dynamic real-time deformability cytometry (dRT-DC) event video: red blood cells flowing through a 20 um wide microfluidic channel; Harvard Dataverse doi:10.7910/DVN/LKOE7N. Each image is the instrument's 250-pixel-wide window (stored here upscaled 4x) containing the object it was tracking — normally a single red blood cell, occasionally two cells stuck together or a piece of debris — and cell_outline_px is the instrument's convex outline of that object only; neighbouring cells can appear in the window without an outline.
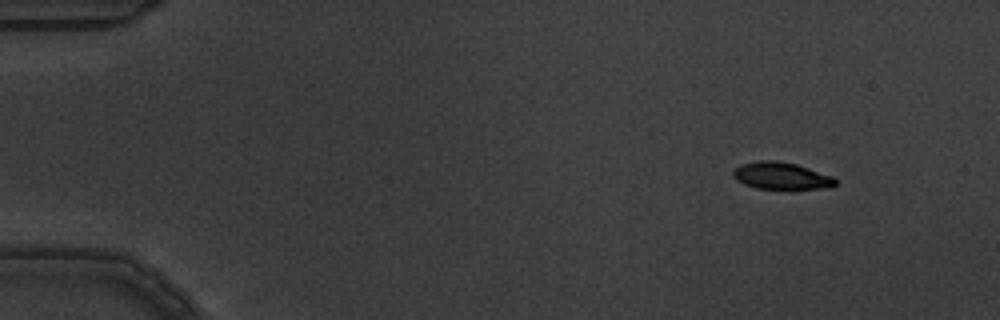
{"species": "common noctule bat (a hibernating species)", "species_latin": "Nyctalus noctula", "temperature_condition": "warm", "stored_images_in_passage": 6, "camera_frame_rate_fps": 3000, "um_per_image_px": 0.085, "animal": {"sex": "male", "body_mass_g": 19.5, "forearm_length_mm": 54.6}, "frame": {"image": 1, "passage_image": 2, "time_ms": 0.333, "image_size_px": [1000, 320], "cell_outline_px": [[836, 184], [832, 188], [756, 188], [744, 184], [736, 180], [732, 176], [732, 172], [740, 164], [760, 160], [776, 160], [796, 164], [832, 176], [836, 180]], "centroid_in_image_um": [66.38, 14.93], "position_along_channel_um": 18.6, "area_um2": 16.01}}
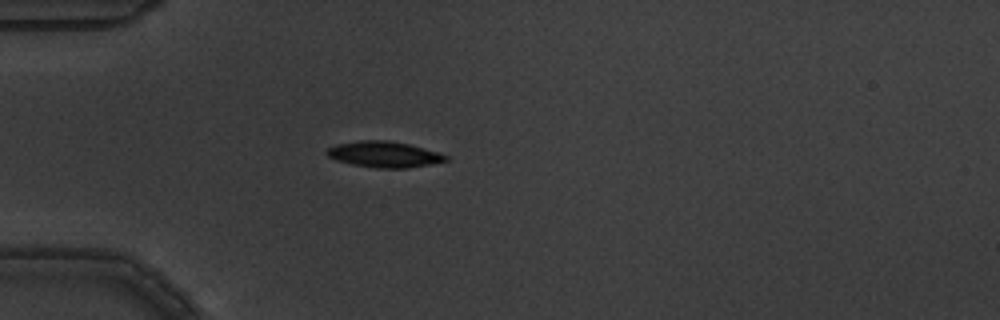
{"frame": {"image": 2, "passage_image": 5, "time_ms": 1.333, "image_size_px": [1000, 320], "cell_outline_px": [[448, 160], [432, 164], [404, 168], [376, 168], [352, 164], [336, 160], [328, 156], [324, 152], [328, 148], [336, 144], [360, 140], [388, 140], [408, 144], [436, 152], [448, 156]], "centroid_in_image_um": [32.61, 13.12], "position_along_channel_um": 52.4, "area_um2": 17.86}}